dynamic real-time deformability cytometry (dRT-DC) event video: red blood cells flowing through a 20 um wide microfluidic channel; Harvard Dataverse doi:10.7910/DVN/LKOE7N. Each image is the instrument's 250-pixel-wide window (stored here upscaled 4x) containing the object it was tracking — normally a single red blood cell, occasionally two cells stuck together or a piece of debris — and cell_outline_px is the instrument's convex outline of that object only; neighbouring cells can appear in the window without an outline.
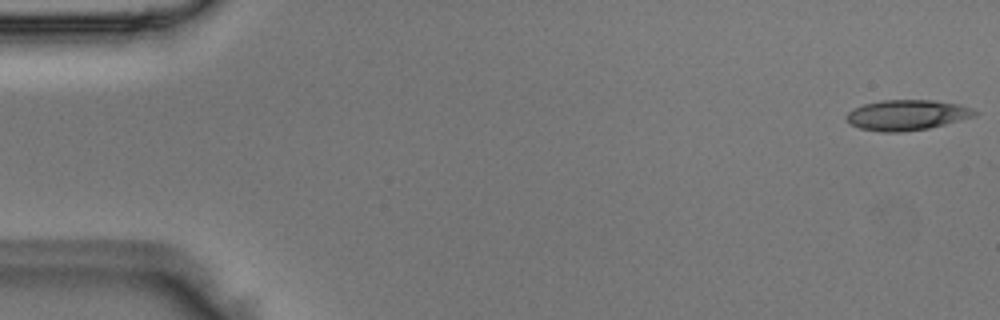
{"species": "Egyptian fruit bat (a non-hibernating species)", "species_latin": "Rousettus aegyptiacus", "temperature_condition": "room temperature", "stored_images_in_passage": 6, "camera_frame_rate_fps": 3000, "um_per_image_px": 0.085, "animal": {"sex": "male"}, "frame": {"image": 1, "passage_image": 1, "time_ms": 0.0, "image_size_px": [1000, 320], "cell_outline_px": [[980, 112], [976, 116], [928, 128], [900, 132], [880, 132], [860, 128], [844, 120], [844, 116], [852, 108], [864, 104], [880, 100], [932, 100], [960, 104], [972, 108]], "centroid_in_image_um": [77.07, 9.77], "position_along_channel_um": 7.9, "area_um2": 22.89}}
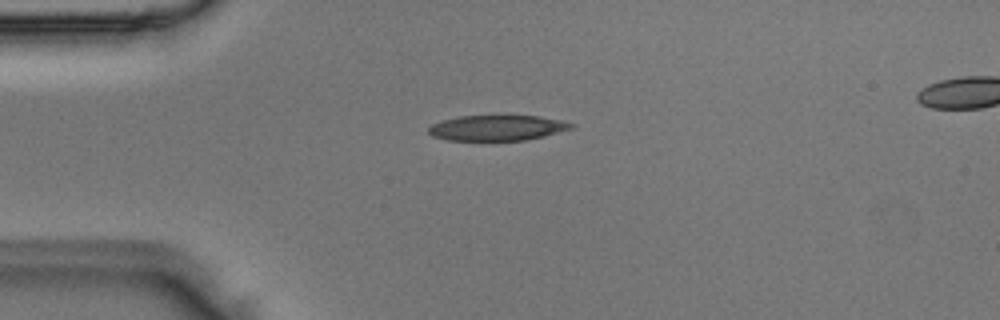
{"frame": {"image": 2, "passage_image": 4, "time_ms": 1.0, "image_size_px": [1000, 320], "cell_outline_px": [[576, 124], [572, 128], [544, 136], [524, 140], [448, 140], [432, 136], [428, 132], [428, 128], [432, 124], [444, 120], [460, 116], [540, 116], [564, 120]], "centroid_in_image_um": [42.29, 10.86], "position_along_channel_um": 42.7, "area_um2": 21.04}}
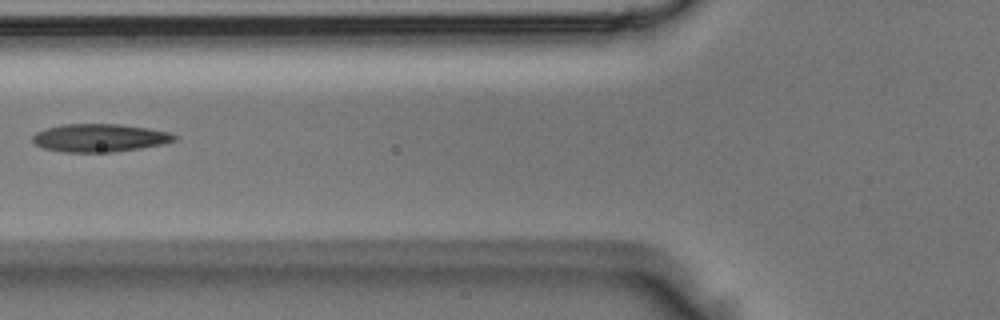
{"frame": {"image": 3, "passage_image": 6, "time_ms": 1.667, "image_size_px": [1000, 320], "cell_outline_px": [[176, 140], [160, 144], [140, 148], [112, 152], [64, 152], [44, 148], [36, 144], [32, 140], [32, 136], [36, 132], [48, 128], [64, 124], [120, 124], [148, 128], [168, 132], [176, 136]], "centroid_in_image_um": [8.45, 11.72], "position_along_channel_um": 117.3, "area_um2": 22.89}}